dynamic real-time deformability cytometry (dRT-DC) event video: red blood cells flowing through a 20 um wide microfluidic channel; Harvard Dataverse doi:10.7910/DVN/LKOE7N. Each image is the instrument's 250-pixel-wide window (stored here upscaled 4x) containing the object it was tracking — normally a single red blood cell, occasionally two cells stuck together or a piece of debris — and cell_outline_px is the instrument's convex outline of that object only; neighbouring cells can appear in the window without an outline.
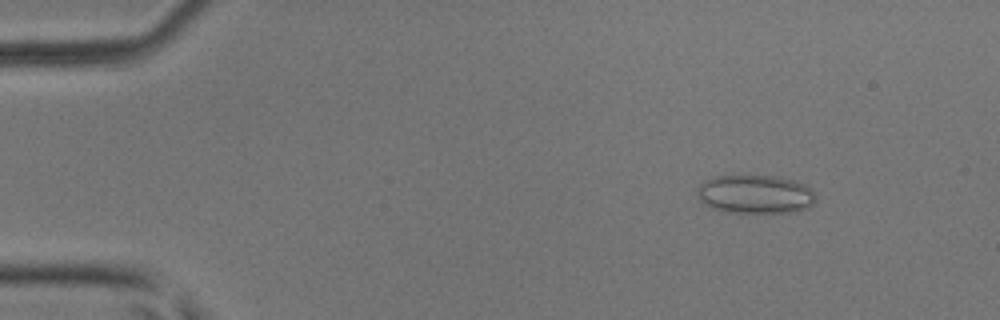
{"species": "common noctule bat (a hibernating species)", "species_latin": "Nyctalus noctula", "temperature_condition": "room temperature", "stored_images_in_passage": 50, "camera_frame_rate_fps": 3000, "um_per_image_px": 0.085, "animal": {"sex": "male", "body_mass_g": 17.9, "forearm_length_mm": 54.2}, "frame": {"image": 1, "passage_image": 7, "time_ms": 2.0, "image_size_px": [1000, 320], "cell_outline_px": [[816, 200], [808, 208], [792, 212], [724, 212], [712, 208], [704, 204], [696, 196], [696, 192], [700, 184], [704, 180], [716, 176], [776, 176], [796, 180], [804, 184], [816, 192]], "centroid_in_image_um": [64.2, 16.51], "position_along_channel_um": 20.8, "area_um2": 26.93}}
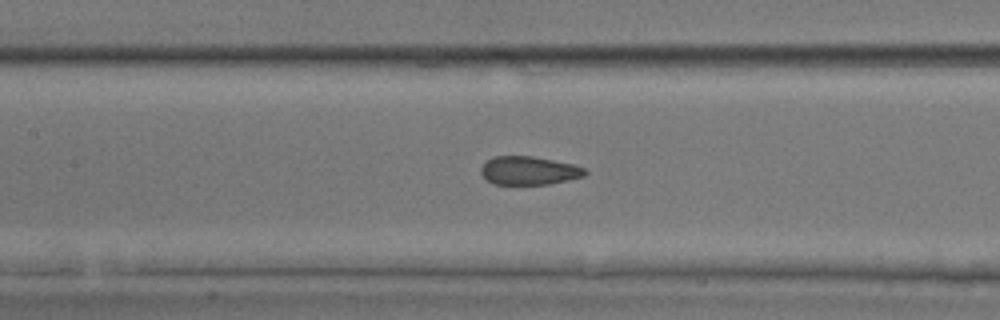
{"frame": {"image": 2, "passage_image": 24, "time_ms": 7.667, "image_size_px": [1000, 320], "cell_outline_px": [[588, 172], [584, 176], [568, 180], [548, 184], [496, 184], [488, 180], [480, 172], [480, 168], [492, 156], [532, 156], [572, 164], [584, 168]], "centroid_in_image_um": [44.96, 14.5], "position_along_channel_um": 162.4, "area_um2": 17.05}}
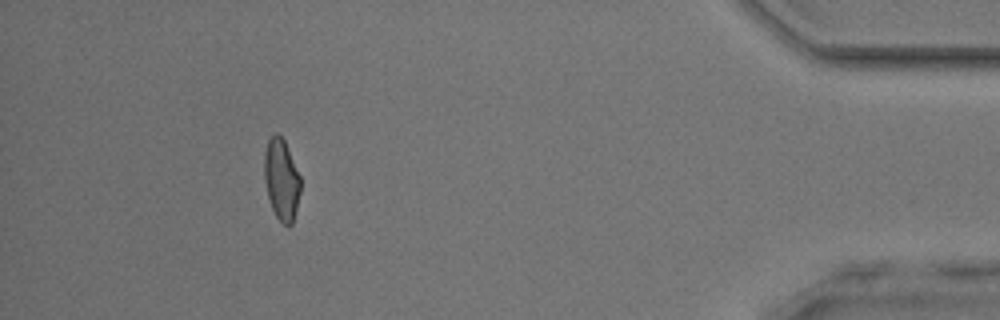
{"frame": {"image": 3, "passage_image": 46, "time_ms": 15.0, "image_size_px": [1000, 320], "cell_outline_px": [[300, 192], [292, 224], [288, 228], [276, 216], [268, 200], [264, 180], [264, 152], [268, 140], [276, 132], [284, 140], [300, 176]], "centroid_in_image_um": [23.9, 15.27], "position_along_channel_um": 411.3, "area_um2": 17.11}, "authors_computed_cell_mechanics": {"area_um2": 18.1492, "velocity_mm_per_s": 4.1622, "shape_relaxation_time_tau1_ms": null, "shape_relaxation_time_tau2_ms": 1.1004, "deformation_change_tau1": null, "deformation_change_tau2": 0.0633}}